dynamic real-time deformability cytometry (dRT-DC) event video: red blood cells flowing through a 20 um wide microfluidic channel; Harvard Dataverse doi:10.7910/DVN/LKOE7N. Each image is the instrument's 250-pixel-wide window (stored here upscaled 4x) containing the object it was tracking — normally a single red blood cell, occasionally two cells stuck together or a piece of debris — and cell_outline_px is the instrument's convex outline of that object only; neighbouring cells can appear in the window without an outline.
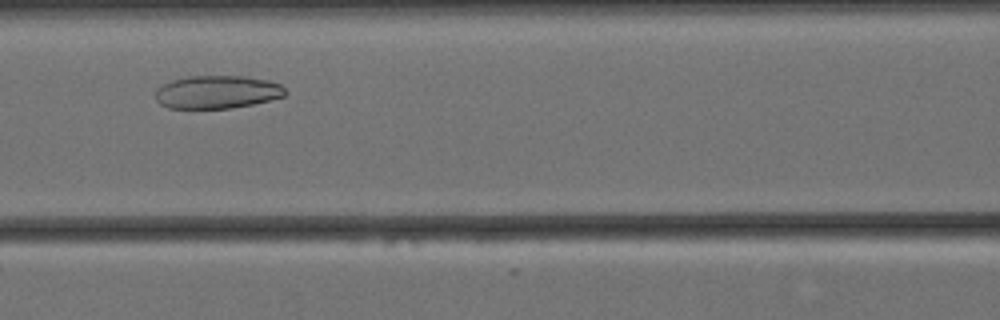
{"species": "Egyptian fruit bat (a non-hibernating species)", "species_latin": "Rousettus aegyptiacus", "temperature_condition": "cold", "stored_images_in_passage": 46, "camera_frame_rate_fps": 3000, "um_per_image_px": 0.085, "animal": {"sex": "female"}, "frame": {"image": 1, "passage_image": 12, "time_ms": 3.667, "image_size_px": [1000, 320], "cell_outline_px": [[288, 92], [284, 96], [252, 104], [232, 108], [168, 108], [160, 104], [156, 100], [156, 88], [172, 80], [192, 76], [244, 76], [268, 80], [280, 84]], "centroid_in_image_um": [18.46, 7.82], "position_along_channel_um": 148.1, "area_um2": 24.91}}
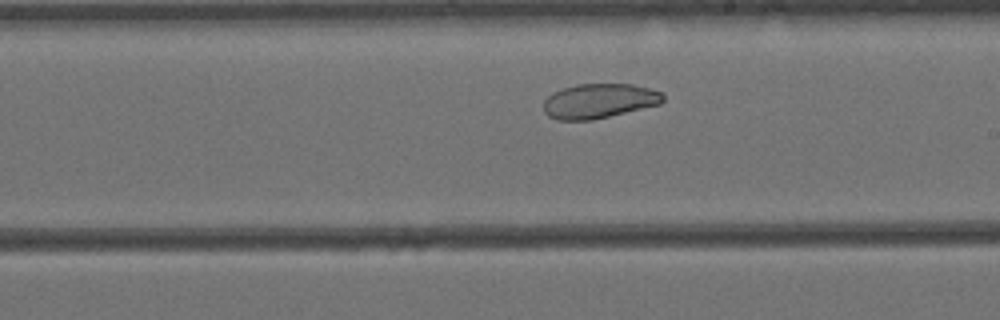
{"frame": {"image": 2, "passage_image": 20, "time_ms": 6.333, "image_size_px": [1000, 320], "cell_outline_px": [[664, 100], [660, 104], [592, 120], [556, 120], [548, 116], [544, 112], [544, 100], [552, 92], [576, 84], [632, 84], [664, 92]], "centroid_in_image_um": [50.91, 8.58], "position_along_channel_um": 238.1, "area_um2": 24.16}}
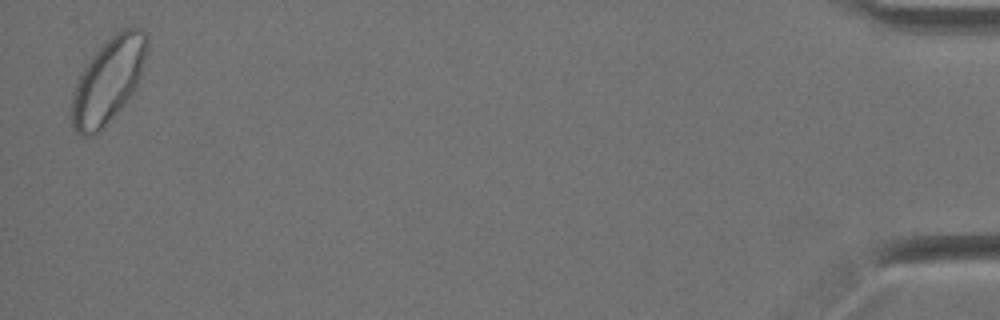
{"frame": {"image": 3, "passage_image": 45, "time_ms": 14.667, "image_size_px": [1000, 320], "cell_outline_px": [[148, 52], [136, 88], [100, 132], [84, 136], [80, 136], [72, 128], [72, 92], [80, 72], [92, 56], [120, 28], [140, 28], [148, 32]], "centroid_in_image_um": [9.21, 6.81], "position_along_channel_um": 426.0, "area_um2": 37.17}, "authors_computed_cell_mechanics": {"area_um2": 28.0041, "velocity_mm_per_s": 3.3889, "shape_relaxation_time_tau1_ms": null, "shape_relaxation_time_tau2_ms": 1.107, "deformation_change_tau1": null, "deformation_change_tau2": 0.0398}}